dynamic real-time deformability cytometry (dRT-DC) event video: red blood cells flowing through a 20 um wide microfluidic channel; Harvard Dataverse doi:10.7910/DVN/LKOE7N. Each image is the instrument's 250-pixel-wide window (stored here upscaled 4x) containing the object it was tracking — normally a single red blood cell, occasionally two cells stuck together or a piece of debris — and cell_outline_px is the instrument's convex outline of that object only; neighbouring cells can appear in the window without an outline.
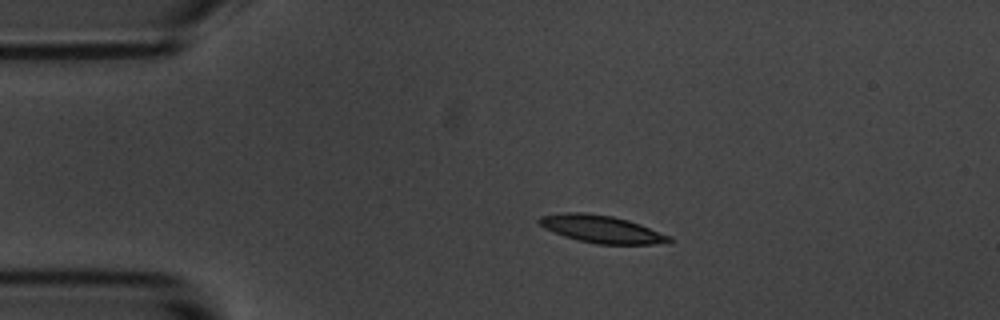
{"species": "common noctule bat (a hibernating species)", "species_latin": "Nyctalus noctula", "temperature_condition": "room temperature", "stored_images_in_passage": 10, "camera_frame_rate_fps": 3000, "um_per_image_px": 0.085, "animal": {"sex": "male", "body_mass_g": 20.1, "forearm_length_mm": 53.5}, "frame": {"image": 1, "passage_image": 2, "time_ms": 1.0, "image_size_px": [1000, 320], "cell_outline_px": [[672, 240], [668, 244], [596, 244], [564, 236], [544, 228], [536, 220], [540, 216], [564, 212], [584, 212], [612, 216], [628, 220], [640, 224], [672, 236]], "centroid_in_image_um": [51.16, 19.47], "position_along_channel_um": 33.8, "area_um2": 20.92}}
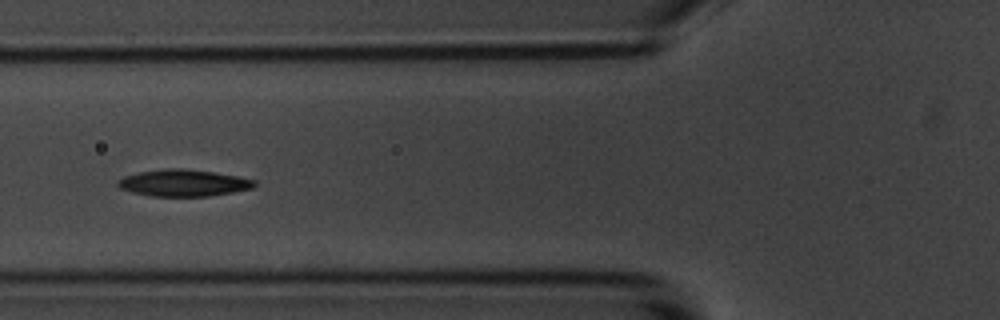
{"frame": {"image": 2, "passage_image": 5, "time_ms": 4.333, "image_size_px": [1000, 320], "cell_outline_px": [[256, 184], [252, 188], [232, 192], [208, 196], [148, 196], [132, 192], [120, 188], [116, 184], [116, 180], [124, 176], [140, 172], [168, 168], [184, 168], [212, 172], [236, 176], [256, 180]], "centroid_in_image_um": [15.55, 15.55], "position_along_channel_um": 110.2, "area_um2": 21.21}}
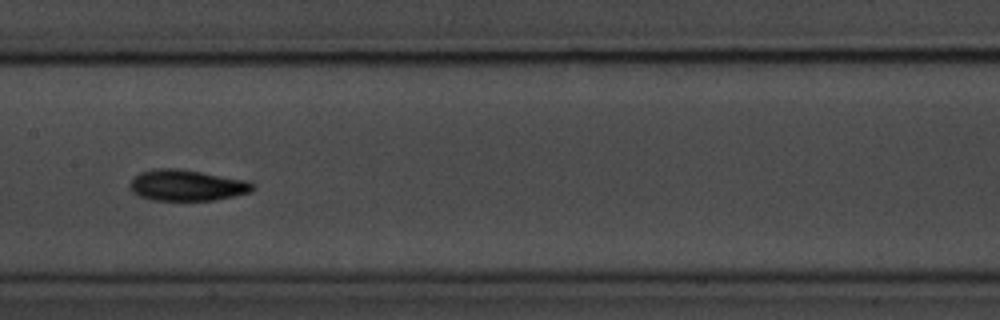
{"frame": {"image": 3, "passage_image": 7, "time_ms": 6.667, "image_size_px": [1000, 320], "cell_outline_px": [[256, 188], [252, 192], [236, 196], [216, 200], [152, 200], [140, 196], [132, 192], [128, 188], [128, 184], [140, 172], [152, 168], [180, 168], [248, 180], [256, 184]], "centroid_in_image_um": [15.92, 15.74], "position_along_channel_um": 191.5, "area_um2": 22.72}}